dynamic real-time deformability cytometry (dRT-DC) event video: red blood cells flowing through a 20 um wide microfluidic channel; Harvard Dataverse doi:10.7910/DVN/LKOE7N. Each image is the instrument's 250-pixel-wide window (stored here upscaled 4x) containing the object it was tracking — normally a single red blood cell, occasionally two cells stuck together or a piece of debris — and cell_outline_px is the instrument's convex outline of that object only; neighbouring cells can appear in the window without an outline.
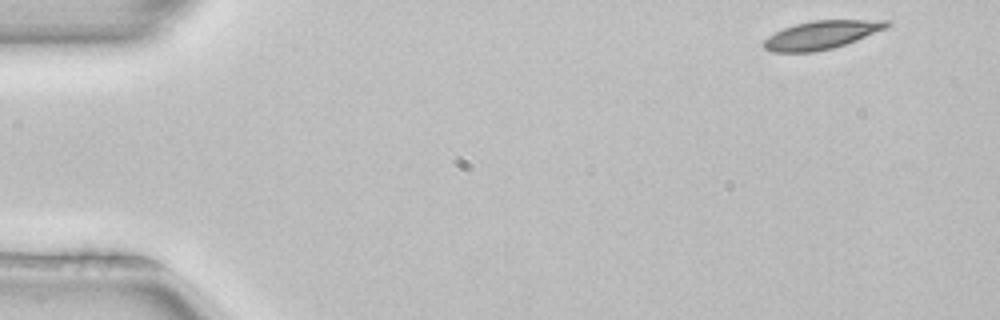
{"species": "common noctule bat (a hibernating species)", "species_latin": "Nyctalus noctula", "temperature_condition": "room temperature", "stored_images_in_passage": 49, "camera_frame_rate_fps": 3000, "um_per_image_px": 0.085, "animal": {"sex": "female", "body_mass_g": 22.7, "forearm_length_mm": 54.2}, "frame": {"image": 1, "passage_image": 1, "time_ms": 0.0, "image_size_px": [1000, 320], "cell_outline_px": [[892, 24], [888, 28], [856, 40], [832, 48], [812, 52], [772, 52], [764, 48], [760, 44], [768, 36], [784, 28], [796, 24], [812, 20], [888, 20]], "centroid_in_image_um": [69.82, 2.96], "position_along_channel_um": 15.2, "area_um2": 20.29}}
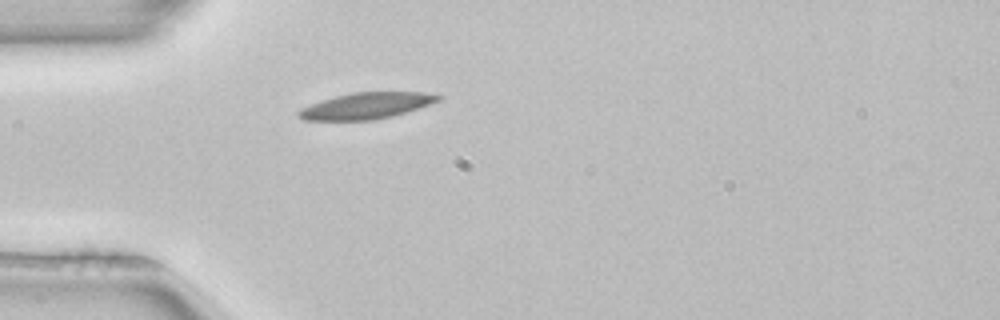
{"frame": {"image": 2, "passage_image": 12, "time_ms": 3.667, "image_size_px": [1000, 320], "cell_outline_px": [[444, 96], [440, 100], [420, 108], [392, 116], [372, 120], [304, 120], [296, 116], [296, 112], [300, 108], [320, 100], [352, 92], [424, 92]], "centroid_in_image_um": [31.12, 8.99], "position_along_channel_um": 53.9, "area_um2": 21.5}}
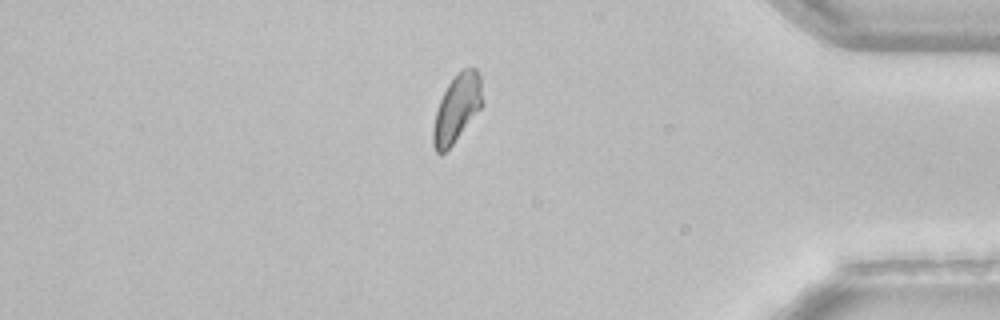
{"frame": {"image": 3, "passage_image": 41, "time_ms": 13.333, "image_size_px": [1000, 320], "cell_outline_px": [[484, 104], [452, 144], [440, 156], [436, 152], [432, 144], [432, 128], [436, 112], [440, 100], [448, 84], [464, 68], [476, 68], [480, 76], [484, 100]], "centroid_in_image_um": [38.84, 9.22], "position_along_channel_um": 396.4, "area_um2": 19.25}, "authors_computed_cell_mechanics": {"area_um2": 20.4034, "velocity_mm_per_s": 3.969, "shape_relaxation_time_tau1_ms": 6.0568, "shape_relaxation_time_tau2_ms": null, "deformation_change_tau1": 0.1504, "deformation_change_tau2": null}}